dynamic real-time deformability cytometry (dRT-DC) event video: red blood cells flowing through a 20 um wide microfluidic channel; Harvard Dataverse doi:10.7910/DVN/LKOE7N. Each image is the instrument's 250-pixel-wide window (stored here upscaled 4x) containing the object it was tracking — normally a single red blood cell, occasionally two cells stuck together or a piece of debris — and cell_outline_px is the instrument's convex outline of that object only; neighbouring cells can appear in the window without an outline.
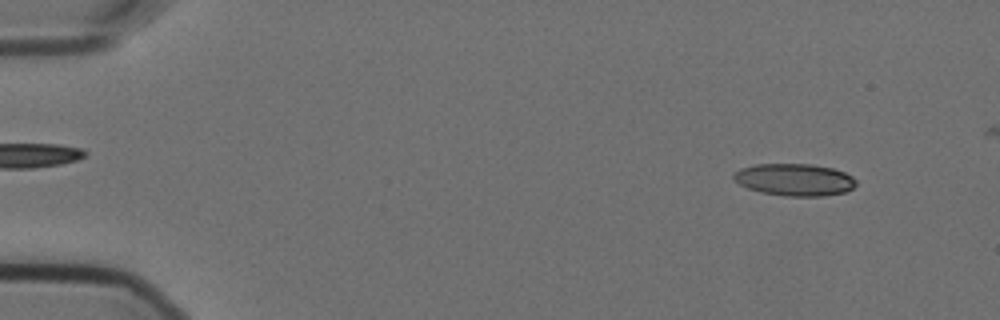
{"species": "Egyptian fruit bat (a non-hibernating species)", "species_latin": "Rousettus aegyptiacus", "temperature_condition": "cold", "stored_images_in_passage": 16, "camera_frame_rate_fps": 3000, "um_per_image_px": 0.085, "animal": {"sex": "female"}, "frame": {"image": 1, "passage_image": 5, "time_ms": 1.333, "image_size_px": [1000, 320], "cell_outline_px": [[856, 184], [852, 188], [844, 192], [820, 196], [784, 196], [760, 192], [748, 188], [740, 184], [732, 176], [740, 168], [756, 164], [812, 164], [832, 168], [844, 172], [852, 176], [856, 180]], "centroid_in_image_um": [67.54, 15.27], "position_along_channel_um": 17.5, "area_um2": 22.83}}